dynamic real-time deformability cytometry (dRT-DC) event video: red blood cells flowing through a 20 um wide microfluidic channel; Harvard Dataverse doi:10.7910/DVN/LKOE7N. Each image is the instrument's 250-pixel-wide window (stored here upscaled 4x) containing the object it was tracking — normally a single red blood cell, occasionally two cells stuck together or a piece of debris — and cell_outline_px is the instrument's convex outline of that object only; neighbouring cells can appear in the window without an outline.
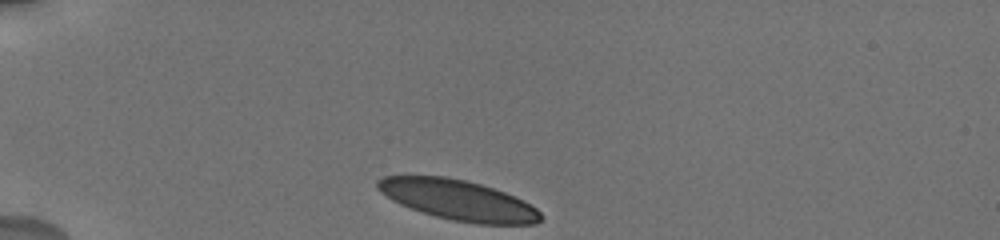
{"species": "human", "species_latin": "Homo sapiens", "temperature_condition": "cold", "stored_images_in_passage": 45, "camera_frame_rate_fps": 3000, "um_per_image_px": 0.085, "donor": {"sex": "male"}, "frame": {"image": 1, "passage_image": 1, "time_ms": 0.0, "image_size_px": [1000, 240], "cell_outline_px": [[544, 216], [536, 224], [476, 224], [452, 220], [436, 216], [400, 204], [392, 200], [380, 192], [376, 188], [376, 180], [384, 176], [448, 176], [480, 184], [516, 196], [524, 200], [536, 208]], "centroid_in_image_um": [38.96, 17.0], "position_along_channel_um": 46.0, "area_um2": 38.21}}
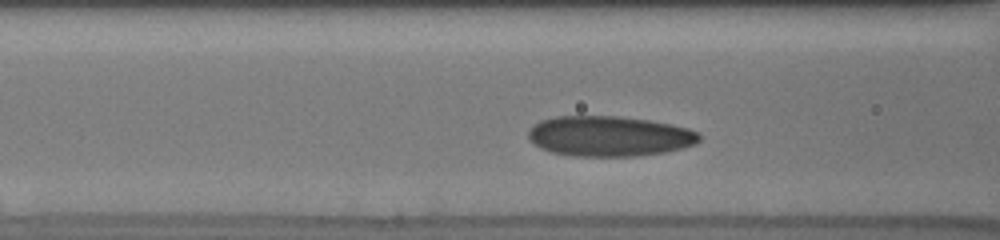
{"frame": {"image": 2, "passage_image": 10, "time_ms": 3.0, "image_size_px": [1000, 240], "cell_outline_px": [[700, 140], [696, 144], [684, 148], [664, 152], [632, 156], [576, 156], [552, 152], [540, 148], [528, 136], [528, 132], [540, 120], [556, 116], [620, 116], [648, 120], [672, 124], [688, 128], [700, 132]], "centroid_in_image_um": [51.84, 11.57], "position_along_channel_um": 114.8, "area_um2": 40.11}}
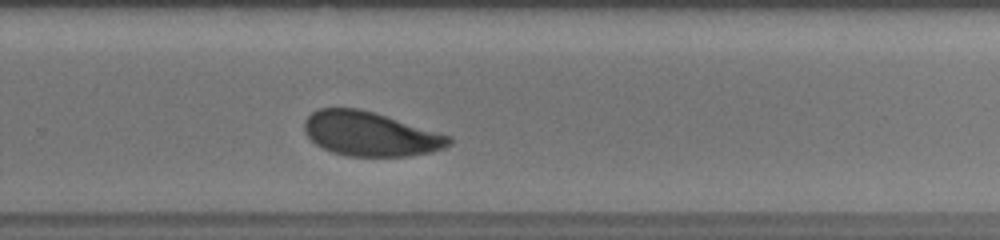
{"frame": {"image": 3, "passage_image": 28, "time_ms": 8.0, "image_size_px": [1000, 240], "cell_outline_px": [[452, 144], [444, 148], [432, 152], [408, 156], [348, 156], [332, 152], [316, 144], [304, 132], [304, 120], [316, 108], [360, 108], [452, 136]], "centroid_in_image_um": [31.48, 11.38], "position_along_channel_um": 298.3, "area_um2": 37.34}, "authors_computed_cell_mechanics": {"area_um2": 38.3792, "velocity_mm_per_s": 3.6816, "shape_relaxation_time_tau1_ms": 2.9295, "shape_relaxation_time_tau2_ms": 1.7291, "deformation_change_tau1": 0.0894, "deformation_change_tau2": 0.0609}}